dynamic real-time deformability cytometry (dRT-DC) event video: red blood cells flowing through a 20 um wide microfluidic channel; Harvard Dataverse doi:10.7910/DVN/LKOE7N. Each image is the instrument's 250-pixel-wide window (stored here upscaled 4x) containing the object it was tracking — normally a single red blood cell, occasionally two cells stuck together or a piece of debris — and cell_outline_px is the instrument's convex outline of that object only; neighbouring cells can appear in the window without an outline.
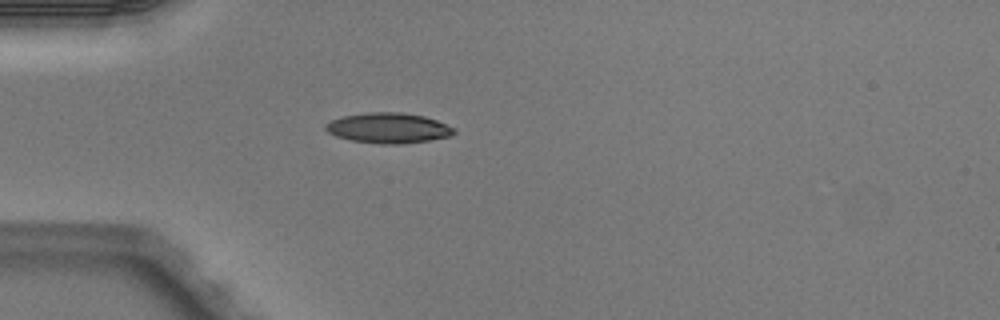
{"species": "Egyptian fruit bat (a non-hibernating species)", "species_latin": "Rousettus aegyptiacus", "temperature_condition": "warm", "stored_images_in_passage": 1, "camera_frame_rate_fps": 3000, "um_per_image_px": 0.085, "animal": {"sex": "male"}, "frame": {"image": 1, "passage_image": 1, "time_ms": 0.0, "image_size_px": [1000, 320], "cell_outline_px": [[456, 132], [448, 136], [428, 140], [400, 144], [380, 144], [352, 140], [336, 136], [328, 132], [324, 128], [324, 124], [332, 120], [344, 116], [368, 112], [404, 112], [424, 116], [436, 120], [456, 128]], "centroid_in_image_um": [33.01, 10.87], "position_along_channel_um": 52.0, "area_um2": 22.6}}